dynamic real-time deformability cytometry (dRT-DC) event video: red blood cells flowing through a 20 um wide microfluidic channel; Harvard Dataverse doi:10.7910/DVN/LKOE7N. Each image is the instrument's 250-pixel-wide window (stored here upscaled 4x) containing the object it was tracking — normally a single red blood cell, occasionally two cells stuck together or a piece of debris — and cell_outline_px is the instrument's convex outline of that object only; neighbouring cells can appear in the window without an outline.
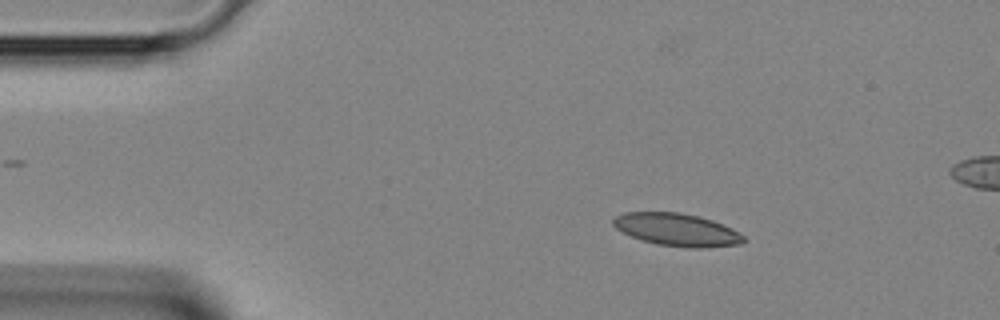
{"species": "Egyptian fruit bat (a non-hibernating species)", "species_latin": "Rousettus aegyptiacus", "temperature_condition": "room temperature", "stored_images_in_passage": 2, "camera_frame_rate_fps": 3000, "um_per_image_px": 0.085, "animal": {"sex": "female"}, "frame": {"image": 1, "passage_image": 1, "time_ms": 0.0, "image_size_px": [1000, 320], "cell_outline_px": [[748, 240], [740, 244], [700, 248], [692, 248], [656, 244], [632, 236], [616, 228], [612, 224], [612, 220], [616, 216], [624, 212], [680, 212], [712, 220], [732, 228], [744, 236]], "centroid_in_image_um": [57.56, 19.52], "position_along_channel_um": 27.4, "area_um2": 24.62}}